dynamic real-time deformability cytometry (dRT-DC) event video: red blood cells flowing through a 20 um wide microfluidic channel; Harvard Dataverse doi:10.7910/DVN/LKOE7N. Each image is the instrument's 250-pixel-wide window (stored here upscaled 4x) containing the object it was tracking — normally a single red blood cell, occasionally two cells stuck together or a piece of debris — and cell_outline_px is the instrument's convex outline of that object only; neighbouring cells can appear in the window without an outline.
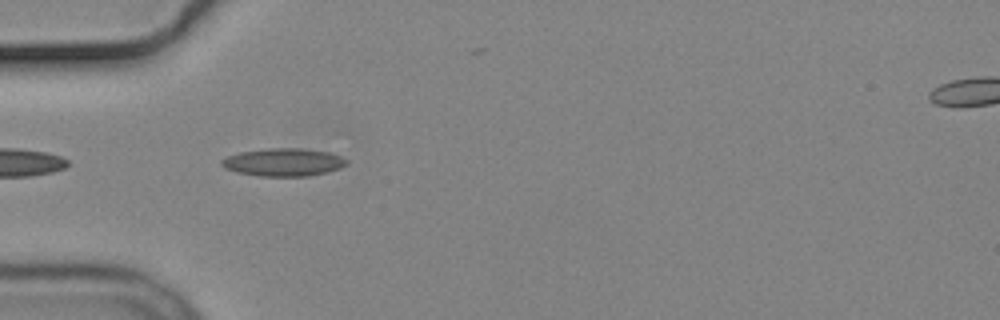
{"species": "common noctule bat (a hibernating species)", "species_latin": "Nyctalus noctula", "temperature_condition": "cold", "stored_images_in_passage": 5, "camera_frame_rate_fps": 3000, "um_per_image_px": 0.085, "animal": {"sex": "male", "body_mass_g": 19.2, "forearm_length_mm": 51.8}, "frame": {"image": 1, "passage_image": 2, "time_ms": 0.333, "image_size_px": [1000, 320], "cell_outline_px": [[348, 164], [340, 168], [328, 172], [308, 176], [260, 176], [236, 172], [224, 168], [220, 164], [220, 160], [228, 156], [240, 152], [268, 148], [304, 148], [328, 152], [340, 156], [348, 160]], "centroid_in_image_um": [24.1, 13.79], "position_along_channel_um": 60.9, "area_um2": 20.4}}